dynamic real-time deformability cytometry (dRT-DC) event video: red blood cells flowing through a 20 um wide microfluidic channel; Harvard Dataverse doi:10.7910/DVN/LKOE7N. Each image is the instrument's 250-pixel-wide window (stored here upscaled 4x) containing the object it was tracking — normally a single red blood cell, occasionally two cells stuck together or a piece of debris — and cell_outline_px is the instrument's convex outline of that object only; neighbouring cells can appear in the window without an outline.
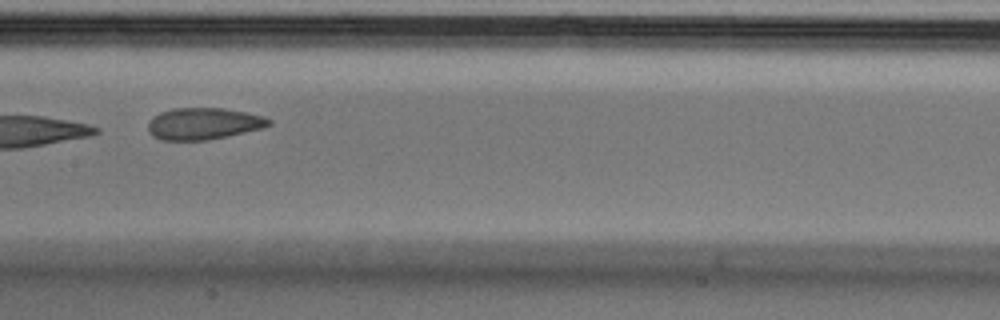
{"species": "Egyptian fruit bat (a non-hibernating species)", "species_latin": "Rousettus aegyptiacus", "temperature_condition": "cold", "stored_images_in_passage": 10, "camera_frame_rate_fps": 3000, "um_per_image_px": 0.085, "animal": {"sex": "male"}, "frame": {"image": 1, "passage_image": 7, "time_ms": 2.0, "image_size_px": [1000, 320], "cell_outline_px": [[272, 124], [264, 128], [228, 136], [208, 140], [160, 140], [152, 136], [148, 132], [148, 120], [152, 116], [160, 112], [172, 108], [224, 108], [264, 116], [272, 120]], "centroid_in_image_um": [17.28, 10.51], "position_along_channel_um": 190.1, "area_um2": 22.66}}
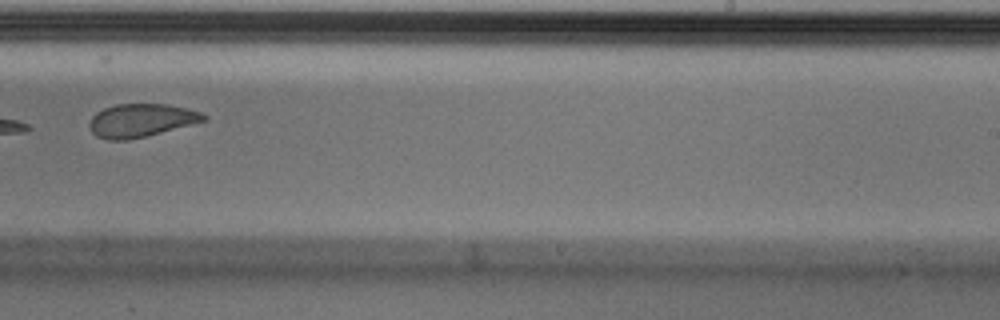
{"frame": {"image": 2, "passage_image": 9, "time_ms": 2.667, "image_size_px": [1000, 320], "cell_outline_px": [[208, 120], [128, 140], [108, 140], [96, 136], [92, 132], [88, 124], [92, 116], [96, 112], [104, 108], [116, 104], [168, 104], [200, 112], [208, 116]], "centroid_in_image_um": [11.96, 10.23], "position_along_channel_um": 277.0, "area_um2": 21.96}}